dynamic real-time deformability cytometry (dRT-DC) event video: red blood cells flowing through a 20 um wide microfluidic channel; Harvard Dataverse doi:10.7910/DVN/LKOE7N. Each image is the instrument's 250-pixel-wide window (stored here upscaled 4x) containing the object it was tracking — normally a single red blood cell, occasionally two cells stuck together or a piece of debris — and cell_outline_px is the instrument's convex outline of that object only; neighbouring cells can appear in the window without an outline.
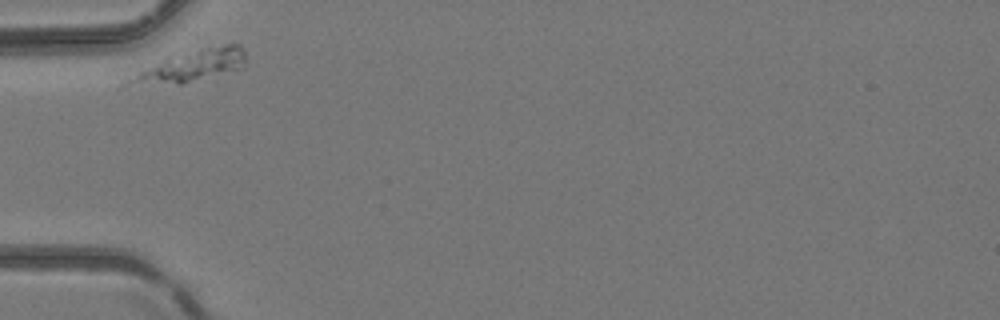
{"species": "common noctule bat (a hibernating species)", "species_latin": "Nyctalus noctula", "temperature_condition": "room temperature", "stored_images_in_passage": 4, "camera_frame_rate_fps": 3000, "um_per_image_px": 0.085, "animal": {"sex": "female", "body_mass_g": 24.6, "forearm_length_mm": 56.2}, "frame": {"image": 1, "passage_image": 1, "time_ms": 0.0, "image_size_px": [1000, 320], "cell_outline_px": [[244, 60], [236, 68], [180, 84], [120, 88], [116, 88], [120, 84], [140, 72], [164, 60], [204, 48], [224, 44], [240, 44], [244, 48]], "centroid_in_image_um": [16.09, 5.67], "position_along_channel_um": 68.9, "area_um2": 20.4}}
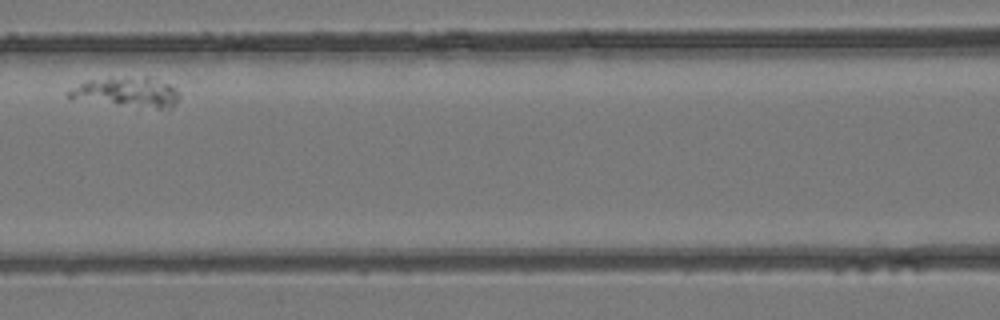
{"frame": {"image": 2, "passage_image": 3, "time_ms": 0.667, "image_size_px": [1000, 320], "cell_outline_px": [[180, 96], [176, 104], [172, 108], [156, 108], [68, 100], [64, 96], [64, 92], [88, 80], [128, 76], [148, 76], [168, 84], [176, 88], [180, 92]], "centroid_in_image_um": [10.73, 7.84], "position_along_channel_um": 155.9, "area_um2": 19.83}}
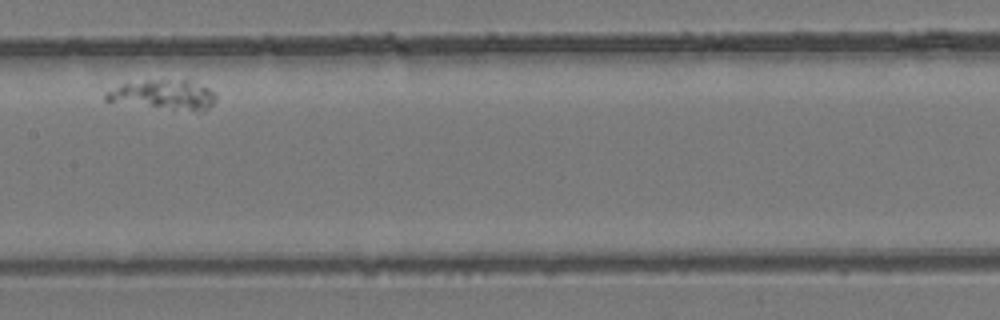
{"frame": {"image": 3, "passage_image": 4, "time_ms": 1.0, "image_size_px": [1000, 320], "cell_outline_px": [[216, 100], [204, 112], [200, 112], [104, 100], [104, 92], [120, 84], [144, 80], [188, 80], [208, 88], [216, 92]], "centroid_in_image_um": [13.94, 8.04], "position_along_channel_um": 193.5, "area_um2": 18.79}}